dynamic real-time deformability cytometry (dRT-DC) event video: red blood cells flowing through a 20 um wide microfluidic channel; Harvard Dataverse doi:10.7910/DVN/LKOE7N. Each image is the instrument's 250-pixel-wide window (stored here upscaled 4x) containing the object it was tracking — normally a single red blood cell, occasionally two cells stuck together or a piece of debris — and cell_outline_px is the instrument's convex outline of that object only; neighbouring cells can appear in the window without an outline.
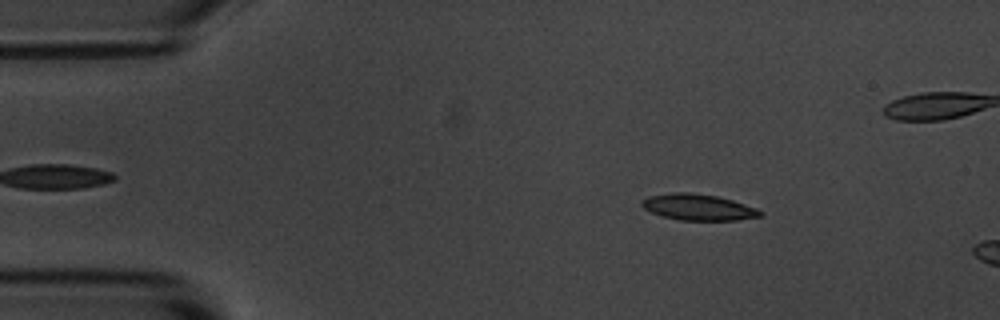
{"species": "common noctule bat (a hibernating species)", "species_latin": "Nyctalus noctula", "temperature_condition": "room temperature", "stored_images_in_passage": 13, "camera_frame_rate_fps": 3000, "um_per_image_px": 0.085, "animal": {"sex": "male", "body_mass_g": 20.1, "forearm_length_mm": 53.5}, "frame": {"image": 1, "passage_image": 8, "time_ms": 2.333, "image_size_px": [1000, 320], "cell_outline_px": [[764, 216], [736, 220], [680, 220], [660, 216], [644, 208], [640, 204], [640, 200], [648, 196], [676, 192], [688, 192], [716, 196], [732, 200], [756, 208], [764, 212]], "centroid_in_image_um": [59.34, 17.62], "position_along_channel_um": 25.7, "area_um2": 18.09}}